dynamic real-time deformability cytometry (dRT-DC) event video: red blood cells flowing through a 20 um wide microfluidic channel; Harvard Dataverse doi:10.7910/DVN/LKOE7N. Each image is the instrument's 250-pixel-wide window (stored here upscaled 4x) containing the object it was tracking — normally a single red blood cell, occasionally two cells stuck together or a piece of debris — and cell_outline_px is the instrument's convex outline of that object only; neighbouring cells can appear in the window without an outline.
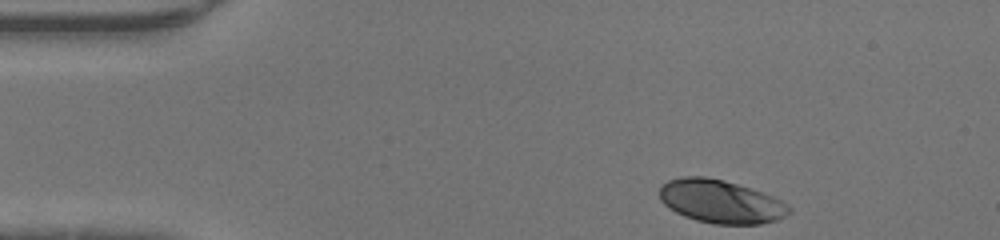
{"species": "human", "species_latin": "Homo sapiens", "temperature_condition": "warm", "stored_images_in_passage": 33, "camera_frame_rate_fps": 3000, "um_per_image_px": 0.085, "donor": {"sex": "male"}, "frame": {"image": 1, "passage_image": 1, "time_ms": 0.0, "image_size_px": [1000, 240], "cell_outline_px": [[792, 212], [776, 220], [760, 224], [712, 224], [696, 220], [684, 216], [668, 208], [660, 200], [660, 188], [668, 180], [684, 176], [704, 176], [724, 180], [772, 196], [788, 204], [792, 208]], "centroid_in_image_um": [61.25, 17.14], "position_along_channel_um": 23.7, "area_um2": 32.54}}
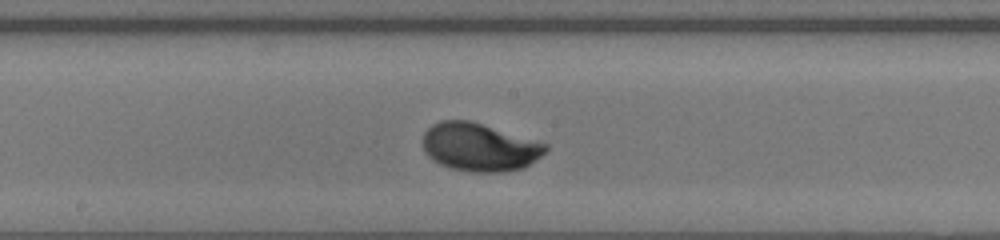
{"frame": {"image": 2, "passage_image": 19, "time_ms": 6.0, "image_size_px": [1000, 240], "cell_outline_px": [[548, 148], [536, 160], [524, 168], [504, 172], [472, 172], [452, 168], [440, 164], [432, 160], [424, 152], [420, 144], [420, 140], [424, 132], [432, 124], [440, 120], [468, 120], [548, 144]], "centroid_in_image_um": [40.69, 12.51], "position_along_channel_um": 207.5, "area_um2": 34.56}}
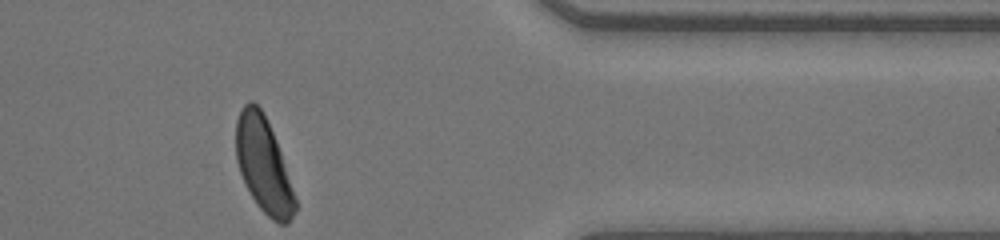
{"frame": {"image": 3, "passage_image": 33, "time_ms": 10.667, "image_size_px": [1000, 240], "cell_outline_px": [[296, 208], [288, 224], [280, 224], [272, 220], [260, 208], [252, 196], [240, 172], [236, 160], [236, 120], [244, 104], [248, 100], [252, 100], [260, 108], [276, 140], [296, 200]], "centroid_in_image_um": [22.38, 14.02], "position_along_channel_um": 389.0, "area_um2": 32.02}}